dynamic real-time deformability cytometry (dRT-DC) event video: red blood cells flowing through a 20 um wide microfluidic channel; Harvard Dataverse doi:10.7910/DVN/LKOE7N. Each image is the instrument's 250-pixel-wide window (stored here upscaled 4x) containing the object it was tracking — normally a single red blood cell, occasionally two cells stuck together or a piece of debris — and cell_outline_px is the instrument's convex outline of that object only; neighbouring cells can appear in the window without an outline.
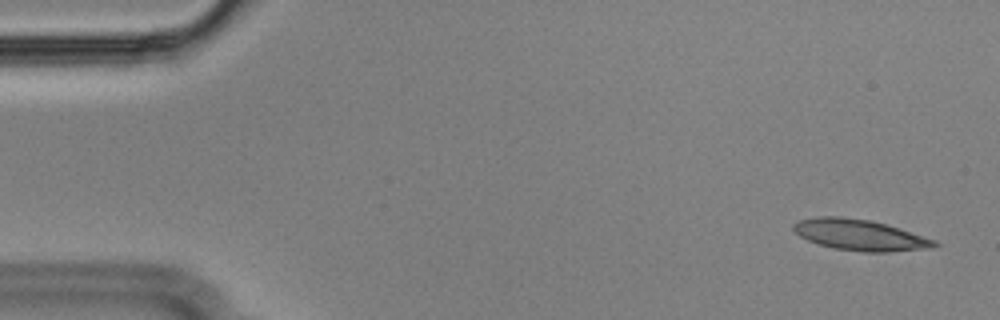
{"species": "Egyptian fruit bat (a non-hibernating species)", "species_latin": "Rousettus aegyptiacus", "temperature_condition": "cold", "stored_images_in_passage": 54, "camera_frame_rate_fps": 3000, "um_per_image_px": 0.085, "animal": {"sex": "male"}, "frame": {"image": 1, "passage_image": 2, "time_ms": 0.333, "image_size_px": [1000, 320], "cell_outline_px": [[940, 244], [932, 248], [888, 252], [860, 252], [836, 248], [820, 244], [808, 240], [800, 236], [792, 228], [792, 224], [800, 220], [816, 216], [840, 216], [868, 220], [884, 224], [936, 240]], "centroid_in_image_um": [73.08, 19.97], "position_along_channel_um": 11.9, "area_um2": 25.2}}
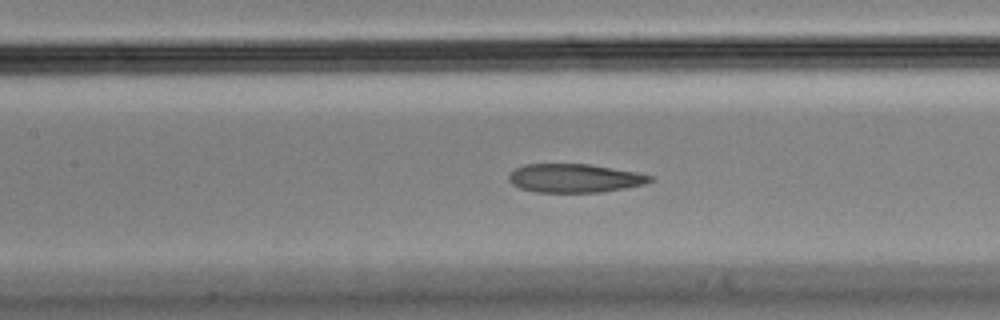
{"frame": {"image": 2, "passage_image": 24, "time_ms": 7.667, "image_size_px": [1000, 320], "cell_outline_px": [[656, 176], [652, 180], [644, 184], [624, 188], [600, 192], [536, 192], [520, 188], [512, 184], [508, 180], [508, 176], [516, 168], [524, 164], [588, 164], [636, 172]], "centroid_in_image_um": [48.84, 15.14], "position_along_channel_um": 158.6, "area_um2": 23.47}}
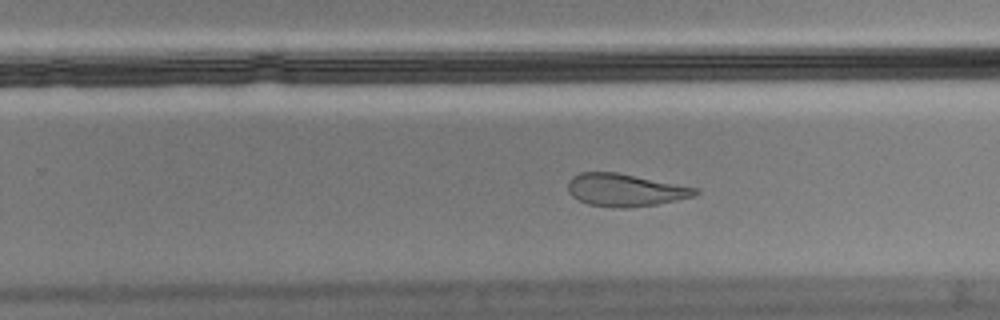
{"frame": {"image": 3, "passage_image": 34, "time_ms": 11.0, "image_size_px": [1000, 320], "cell_outline_px": [[700, 192], [692, 196], [656, 204], [624, 208], [620, 208], [588, 204], [572, 196], [568, 192], [568, 180], [572, 176], [580, 172], [616, 172], [700, 188]], "centroid_in_image_um": [53.12, 16.14], "position_along_channel_um": 276.7, "area_um2": 24.04}}